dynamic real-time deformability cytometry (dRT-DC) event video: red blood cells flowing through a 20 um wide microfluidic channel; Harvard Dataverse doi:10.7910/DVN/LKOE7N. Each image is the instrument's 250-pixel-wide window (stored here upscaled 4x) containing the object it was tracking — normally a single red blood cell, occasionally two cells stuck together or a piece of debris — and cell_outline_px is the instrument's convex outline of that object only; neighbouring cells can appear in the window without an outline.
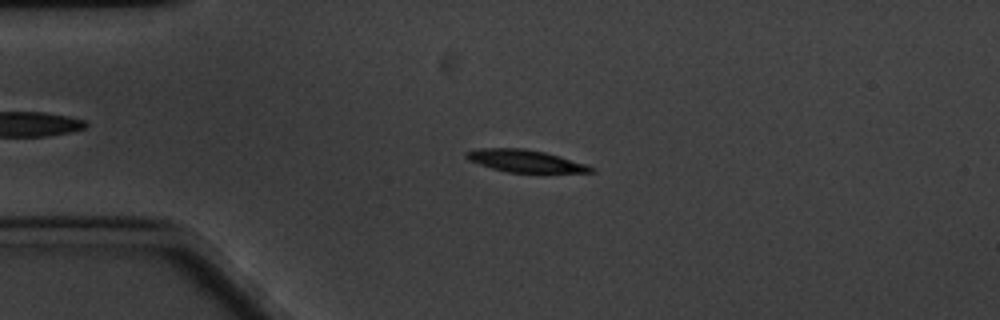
{"species": "common noctule bat (a hibernating species)", "species_latin": "Nyctalus noctula", "temperature_condition": "cold", "stored_images_in_passage": 59, "camera_frame_rate_fps": 3000, "um_per_image_px": 0.085, "animal": {"sex": "male", "body_mass_g": 20.1, "forearm_length_mm": 53.5}, "frame": {"image": 1, "passage_image": 12, "time_ms": 3.667, "image_size_px": [1000, 320], "cell_outline_px": [[596, 172], [544, 176], [508, 172], [492, 168], [468, 160], [464, 156], [464, 152], [476, 148], [524, 148], [544, 152], [560, 156], [596, 168]], "centroid_in_image_um": [44.75, 13.75], "position_along_channel_um": 40.2, "area_um2": 17.34}}
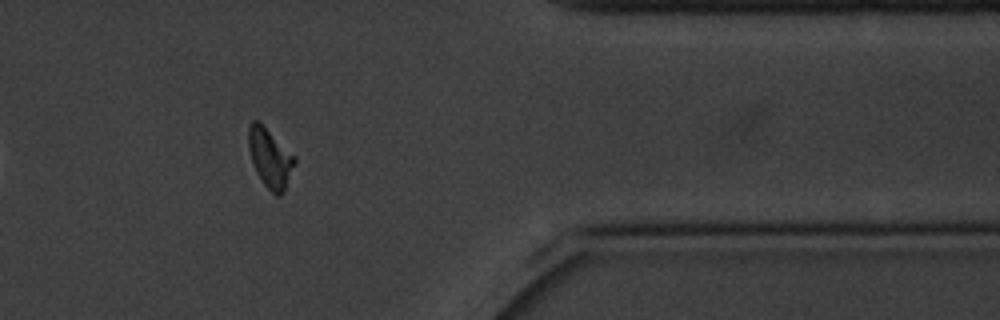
{"frame": {"image": 2, "passage_image": 48, "time_ms": 15.667, "image_size_px": [1000, 320], "cell_outline_px": [[296, 164], [284, 192], [280, 196], [276, 196], [260, 180], [252, 164], [248, 148], [248, 124], [252, 120], [256, 120], [296, 156]], "centroid_in_image_um": [22.96, 13.47], "position_along_channel_um": 388.4, "area_um2": 16.01}}
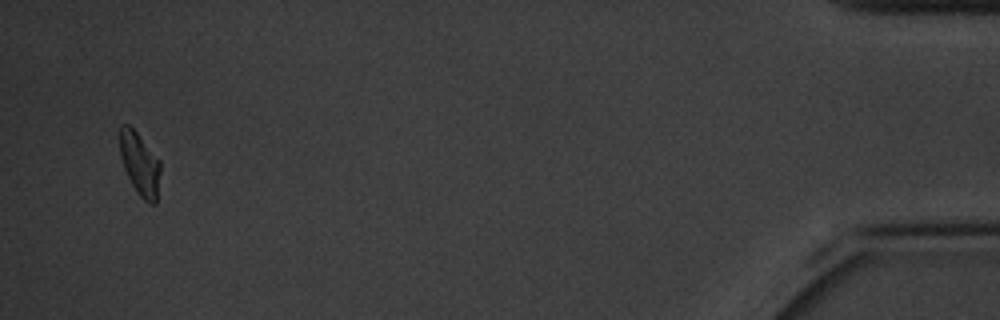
{"frame": {"image": 3, "passage_image": 57, "time_ms": 18.667, "image_size_px": [1000, 320], "cell_outline_px": [[160, 172], [156, 204], [148, 204], [136, 192], [124, 168], [120, 156], [120, 124], [128, 124], [136, 132], [160, 160]], "centroid_in_image_um": [11.89, 13.95], "position_along_channel_um": 423.3, "area_um2": 14.8}, "authors_computed_cell_mechanics": {"area_um2": 15.8372, "velocity_mm_per_s": 3.2682, "shape_relaxation_time_tau1_ms": 2.0273, "shape_relaxation_time_tau2_ms": 6.5764, "deformation_change_tau1": 0.1214, "deformation_change_tau2": 0.0937}}